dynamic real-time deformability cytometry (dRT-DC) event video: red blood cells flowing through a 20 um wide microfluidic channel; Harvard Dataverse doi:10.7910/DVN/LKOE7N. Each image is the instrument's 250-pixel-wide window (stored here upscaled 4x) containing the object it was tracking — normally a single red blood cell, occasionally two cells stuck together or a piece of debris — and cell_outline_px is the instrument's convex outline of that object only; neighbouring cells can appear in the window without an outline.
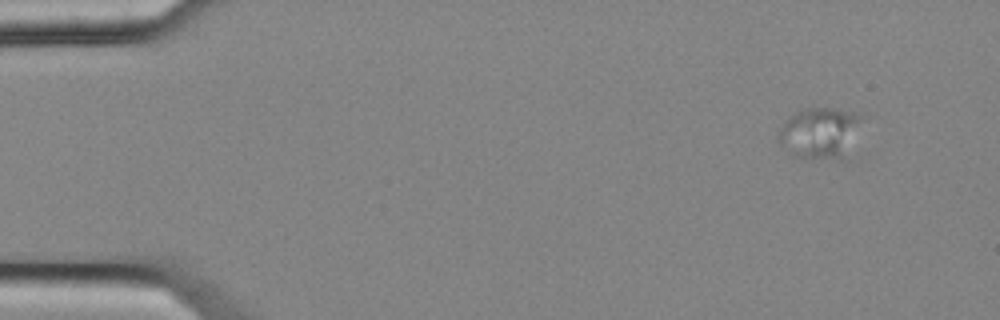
{"species": "common noctule bat (a hibernating species)", "species_latin": "Nyctalus noctula", "temperature_condition": "cold", "stored_images_in_passage": 7, "camera_frame_rate_fps": 3000, "um_per_image_px": 0.085, "animal": {"sex": "female", "body_mass_g": 25.1}, "frame": {"image": 1, "passage_image": 2, "time_ms": 0.333, "image_size_px": [1000, 320], "cell_outline_px": [[860, 120], [848, 160], [840, 160], [796, 156], [776, 140], [776, 136], [780, 128], [792, 116], [804, 108], [832, 108], [852, 112], [860, 116]], "centroid_in_image_um": [69.71, 11.34], "position_along_channel_um": 15.3, "area_um2": 24.57}}
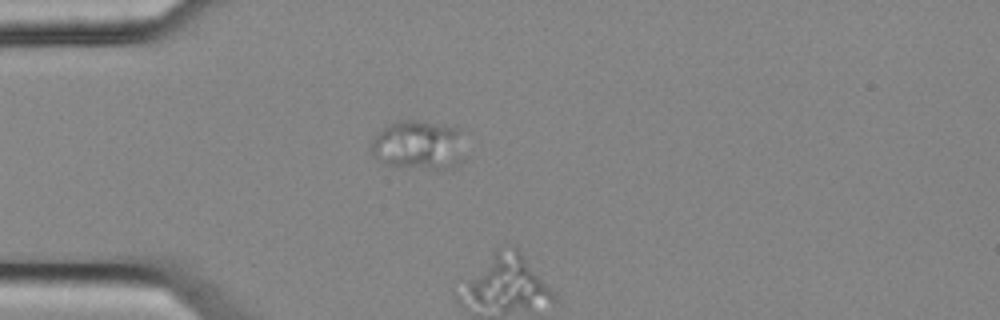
{"frame": {"image": 2, "passage_image": 5, "time_ms": 1.333, "image_size_px": [1000, 320], "cell_outline_px": [[464, 160], [444, 168], [436, 168], [388, 164], [376, 156], [372, 152], [372, 140], [384, 128], [392, 124], [404, 120], [412, 120], [460, 128]], "centroid_in_image_um": [35.62, 12.3], "position_along_channel_um": 49.4, "area_um2": 25.72}}